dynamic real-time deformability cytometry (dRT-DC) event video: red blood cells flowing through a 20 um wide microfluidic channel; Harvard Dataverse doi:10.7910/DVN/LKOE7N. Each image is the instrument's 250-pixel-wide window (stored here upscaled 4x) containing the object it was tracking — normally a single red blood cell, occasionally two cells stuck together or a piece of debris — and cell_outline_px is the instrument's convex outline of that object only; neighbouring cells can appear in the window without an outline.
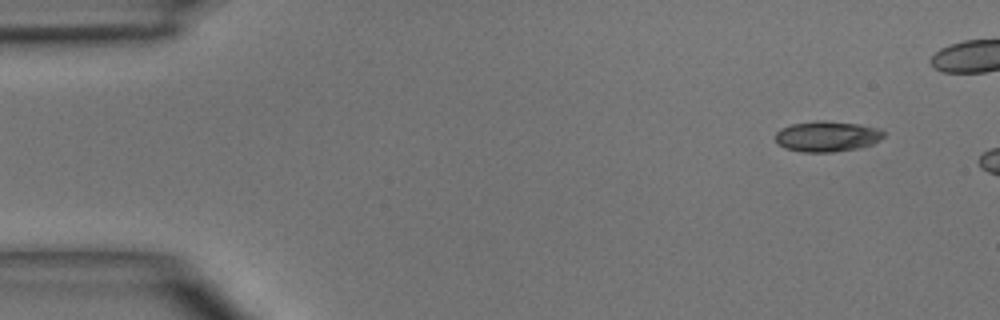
{"species": "common noctule bat (a hibernating species)", "species_latin": "Nyctalus noctula", "temperature_condition": "room temperature", "stored_images_in_passage": 3, "camera_frame_rate_fps": 3000, "um_per_image_px": 0.085, "animal": {"sex": "male", "body_mass_g": 15.6}, "frame": {"image": 1, "passage_image": 1, "time_ms": 0.0, "image_size_px": [1000, 320], "cell_outline_px": [[884, 136], [880, 140], [872, 144], [860, 148], [832, 152], [800, 152], [784, 148], [776, 144], [772, 136], [780, 128], [792, 124], [816, 120], [824, 120], [860, 124], [880, 128], [884, 132]], "centroid_in_image_um": [70.25, 11.59], "position_along_channel_um": 14.7, "area_um2": 19.83}}